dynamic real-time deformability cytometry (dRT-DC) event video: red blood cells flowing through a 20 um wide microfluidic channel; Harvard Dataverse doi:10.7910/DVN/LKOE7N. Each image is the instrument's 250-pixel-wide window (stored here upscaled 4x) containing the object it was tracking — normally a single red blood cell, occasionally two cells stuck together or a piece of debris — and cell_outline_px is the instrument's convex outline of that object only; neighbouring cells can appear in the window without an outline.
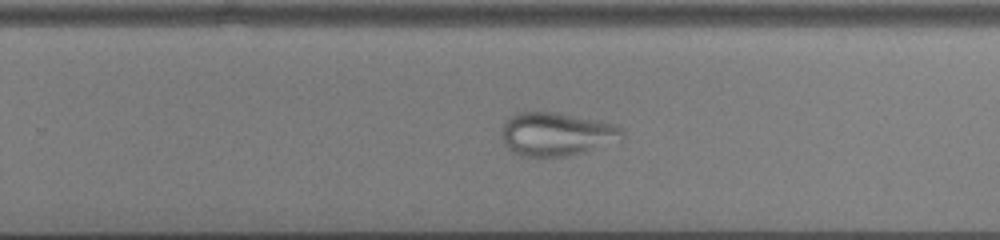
{"species": "common noctule bat (a hibernating species)", "species_latin": "Nyctalus noctula", "temperature_condition": "cold", "stored_images_in_passage": 38, "camera_frame_rate_fps": 3000, "um_per_image_px": 0.085, "animal": {"sex": "male", "body_mass_g": 13.0, "forearm_length_mm": 53.1}, "frame": {"image": 1, "passage_image": 19, "time_ms": 6.0, "image_size_px": [1000, 240], "cell_outline_px": [[624, 136], [584, 152], [568, 156], [520, 156], [512, 152], [504, 144], [500, 136], [500, 128], [508, 116], [520, 112], [556, 112], [616, 124], [624, 132]], "centroid_in_image_um": [47.19, 11.39], "position_along_channel_um": 282.6, "area_um2": 30.4}}
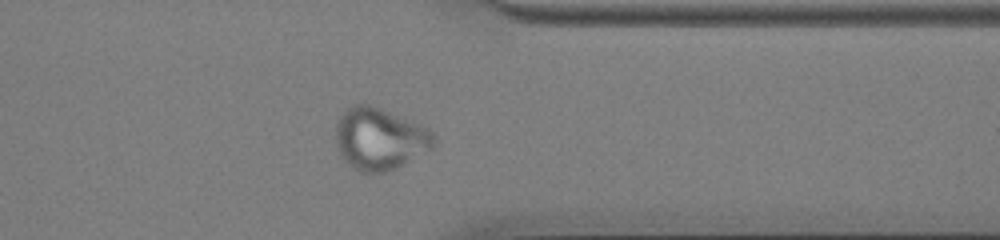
{"frame": {"image": 2, "passage_image": 27, "time_ms": 8.667, "image_size_px": [1000, 240], "cell_outline_px": [[436, 144], [432, 148], [396, 168], [384, 172], [360, 172], [348, 164], [340, 156], [336, 148], [336, 120], [352, 104], [368, 104], [380, 108], [428, 128], [436, 136]], "centroid_in_image_um": [32.25, 11.8], "position_along_channel_um": 379.1, "area_um2": 35.37}}
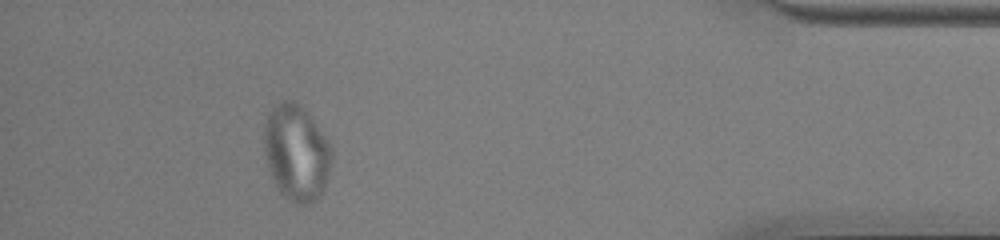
{"frame": {"image": 3, "passage_image": 33, "time_ms": 10.667, "image_size_px": [1000, 240], "cell_outline_px": [[332, 156], [324, 188], [320, 196], [316, 200], [308, 204], [296, 204], [288, 200], [276, 188], [268, 168], [264, 156], [264, 124], [268, 112], [272, 104], [280, 100], [296, 100], [308, 112], [328, 140], [332, 148]], "centroid_in_image_um": [25.16, 12.94], "position_along_channel_um": 410.0, "area_um2": 38.49}}